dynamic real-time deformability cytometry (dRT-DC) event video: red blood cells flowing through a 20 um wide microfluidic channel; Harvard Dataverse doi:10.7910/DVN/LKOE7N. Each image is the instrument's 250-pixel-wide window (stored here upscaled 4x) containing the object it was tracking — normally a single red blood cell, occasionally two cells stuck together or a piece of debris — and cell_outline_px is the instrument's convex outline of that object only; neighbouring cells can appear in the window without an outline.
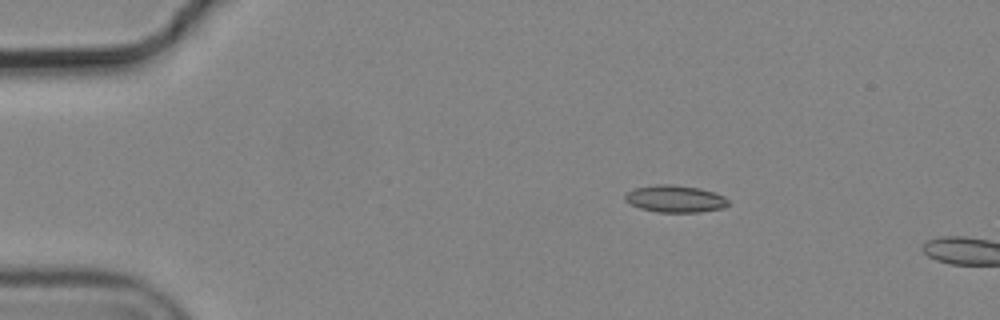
{"species": "common noctule bat (a hibernating species)", "species_latin": "Nyctalus noctula", "temperature_condition": "cold", "stored_images_in_passage": 5, "camera_frame_rate_fps": 3000, "um_per_image_px": 0.085, "animal": {"sex": "male", "body_mass_g": 19.2, "forearm_length_mm": 51.8}, "frame": {"image": 1, "passage_image": 1, "time_ms": 0.0, "image_size_px": [1000, 320], "cell_outline_px": [[728, 204], [724, 208], [700, 212], [656, 212], [640, 208], [624, 200], [624, 196], [628, 192], [636, 188], [656, 184], [672, 184], [700, 188], [724, 196], [728, 200]], "centroid_in_image_um": [57.39, 16.9], "position_along_channel_um": 27.6, "area_um2": 16.24}}